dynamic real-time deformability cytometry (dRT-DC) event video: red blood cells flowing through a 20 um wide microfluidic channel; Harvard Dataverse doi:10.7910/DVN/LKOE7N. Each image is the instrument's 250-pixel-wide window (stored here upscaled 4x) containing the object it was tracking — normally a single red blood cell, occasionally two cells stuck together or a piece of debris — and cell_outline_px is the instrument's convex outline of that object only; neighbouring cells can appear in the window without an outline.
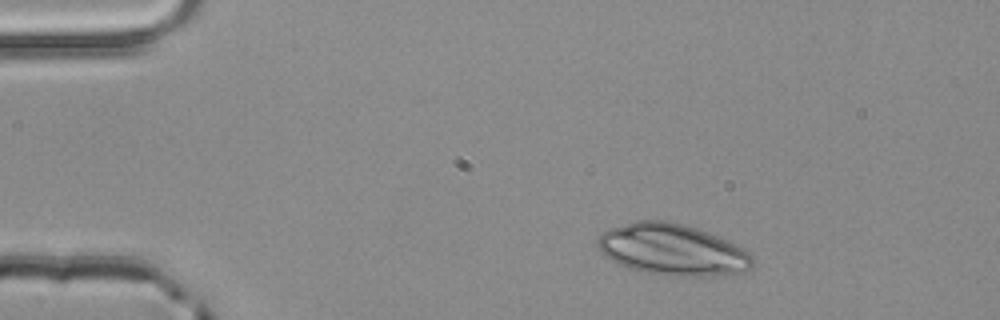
{"species": "common noctule bat (a hibernating species)", "species_latin": "Nyctalus noctula", "temperature_condition": "room temperature", "stored_images_in_passage": 2, "camera_frame_rate_fps": 3000, "um_per_image_px": 0.085, "animal": {"sex": "male", "body_mass_g": 20.4}, "frame": {"image": 1, "passage_image": 1, "time_ms": 0.0, "image_size_px": [1000, 320], "cell_outline_px": [[752, 268], [736, 272], [708, 276], [676, 276], [644, 272], [628, 268], [612, 260], [600, 252], [596, 244], [596, 240], [604, 232], [612, 228], [636, 220], [668, 220], [684, 224], [708, 232], [744, 248], [752, 256]], "centroid_in_image_um": [57.13, 21.21], "position_along_channel_um": 27.9, "area_um2": 46.07}}